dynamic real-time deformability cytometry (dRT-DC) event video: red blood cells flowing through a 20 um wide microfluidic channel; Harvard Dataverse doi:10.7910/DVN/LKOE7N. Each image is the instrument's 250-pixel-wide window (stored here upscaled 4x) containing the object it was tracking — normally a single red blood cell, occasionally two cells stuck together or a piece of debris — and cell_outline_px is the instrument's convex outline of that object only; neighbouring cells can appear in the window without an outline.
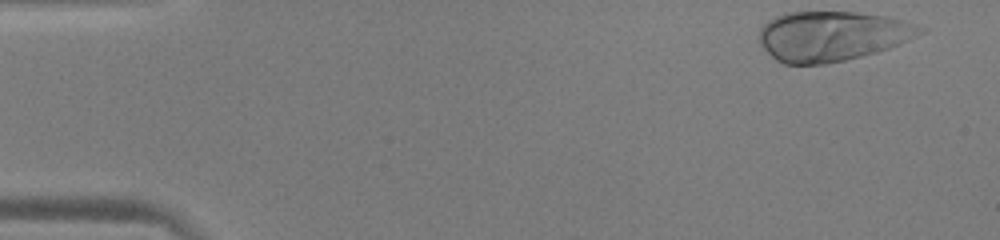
{"species": "human", "species_latin": "Homo sapiens", "temperature_condition": "warm", "stored_images_in_passage": 41, "camera_frame_rate_fps": 3000, "um_per_image_px": 0.085, "donor": {"sex": "male"}, "frame": {"image": 1, "passage_image": 1, "time_ms": 0.0, "image_size_px": [1000, 240], "cell_outline_px": [[924, 32], [900, 44], [876, 52], [844, 60], [824, 64], [784, 64], [776, 60], [760, 44], [760, 28], [768, 20], [776, 16], [788, 12], [856, 12], [888, 16], [904, 20], [924, 28]], "centroid_in_image_um": [70.72, 3.05], "position_along_channel_um": 14.3, "area_um2": 46.59}}
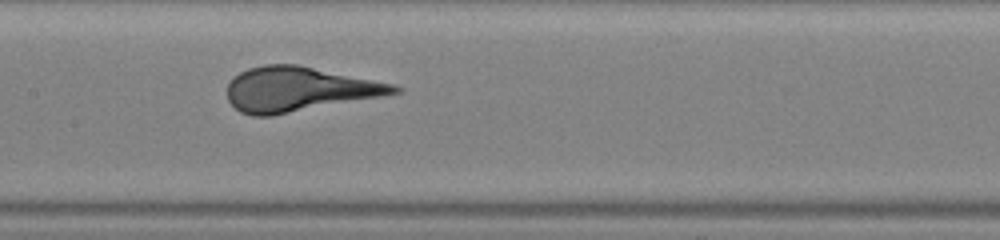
{"frame": {"image": 2, "passage_image": 23, "time_ms": 7.333, "image_size_px": [1000, 240], "cell_outline_px": [[404, 88], [400, 92], [380, 96], [272, 116], [252, 116], [240, 112], [228, 100], [228, 84], [240, 72], [248, 68], [264, 64], [296, 64], [392, 84]], "centroid_in_image_um": [25.35, 7.59], "position_along_channel_um": 182.0, "area_um2": 42.71}}
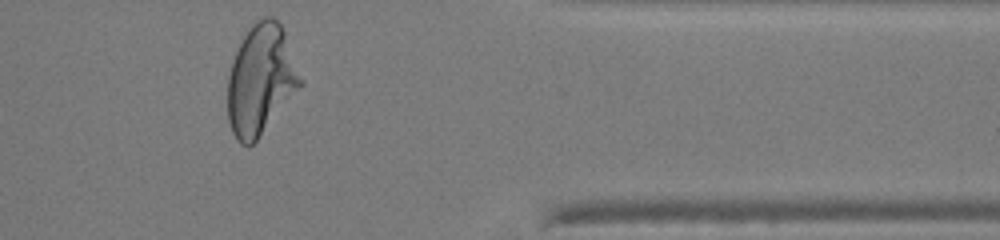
{"frame": {"image": 3, "passage_image": 40, "time_ms": 13.0, "image_size_px": [1000, 240], "cell_outline_px": [[304, 84], [256, 140], [248, 148], [240, 144], [236, 140], [232, 132], [228, 120], [228, 76], [240, 40], [252, 24], [260, 16], [272, 16], [280, 24], [284, 32], [304, 80]], "centroid_in_image_um": [22.18, 6.79], "position_along_channel_um": 389.2, "area_um2": 46.88}}